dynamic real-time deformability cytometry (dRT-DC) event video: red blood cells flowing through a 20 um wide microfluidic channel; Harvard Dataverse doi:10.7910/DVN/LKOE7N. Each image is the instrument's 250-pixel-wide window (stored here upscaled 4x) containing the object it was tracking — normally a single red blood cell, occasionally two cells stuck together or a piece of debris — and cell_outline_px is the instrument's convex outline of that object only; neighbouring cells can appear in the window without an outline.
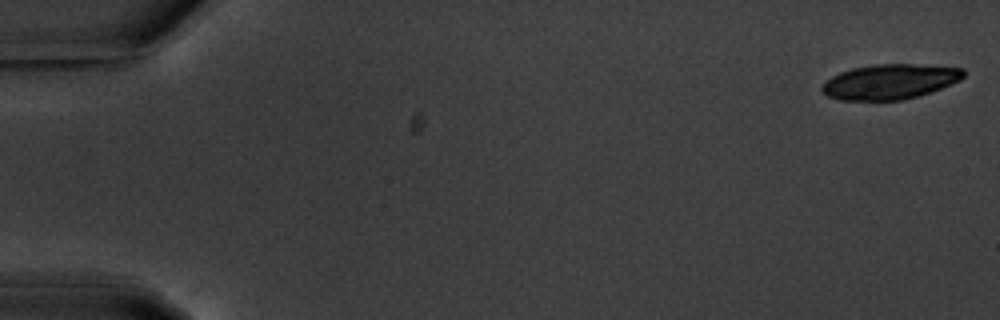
{"species": "common noctule bat (a hibernating species)", "species_latin": "Nyctalus noctula", "temperature_condition": "warm", "stored_images_in_passage": 4, "camera_frame_rate_fps": 3000, "um_per_image_px": 0.085, "animal": {"sex": "male", "body_mass_g": 20.1, "forearm_length_mm": 53.5}, "frame": {"image": 1, "passage_image": 1, "time_ms": 0.0, "image_size_px": [1000, 320], "cell_outline_px": [[964, 76], [960, 80], [940, 88], [904, 100], [840, 100], [828, 96], [820, 88], [832, 76], [840, 72], [852, 68], [876, 64], [912, 64], [964, 68]], "centroid_in_image_um": [75.63, 6.94], "position_along_channel_um": 9.4, "area_um2": 28.55}}